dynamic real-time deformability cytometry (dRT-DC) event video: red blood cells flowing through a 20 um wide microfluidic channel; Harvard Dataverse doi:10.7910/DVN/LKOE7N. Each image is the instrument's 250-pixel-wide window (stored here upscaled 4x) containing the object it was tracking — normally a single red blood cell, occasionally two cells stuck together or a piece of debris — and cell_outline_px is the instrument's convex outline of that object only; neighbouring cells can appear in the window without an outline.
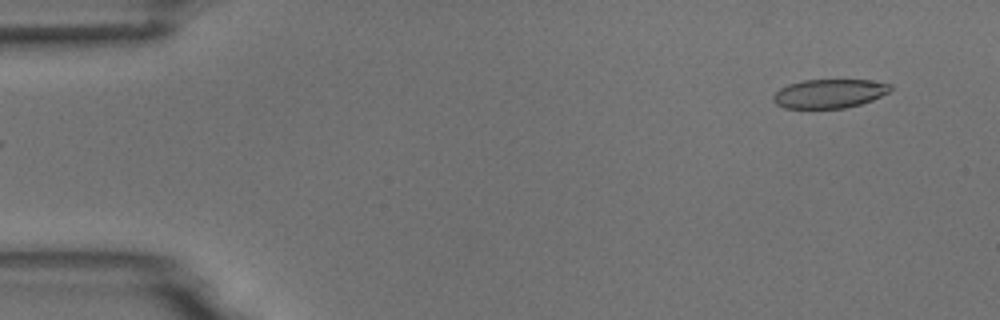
{"species": "common noctule bat (a hibernating species)", "species_latin": "Nyctalus noctula", "temperature_condition": "room temperature", "stored_images_in_passage": 33, "camera_frame_rate_fps": 3000, "um_per_image_px": 0.085, "animal": {"sex": "male", "body_mass_g": 18.8}, "frame": {"image": 1, "passage_image": 4, "time_ms": 1.0, "image_size_px": [1000, 320], "cell_outline_px": [[892, 88], [888, 92], [872, 100], [860, 104], [844, 108], [784, 108], [776, 104], [772, 100], [772, 96], [780, 88], [788, 84], [804, 80], [868, 80], [892, 84]], "centroid_in_image_um": [70.47, 7.95], "position_along_channel_um": 14.5, "area_um2": 19.71}}
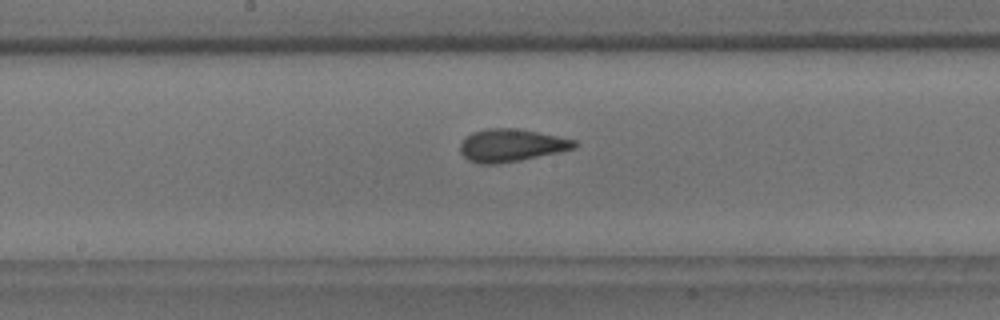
{"frame": {"image": 2, "passage_image": 28, "time_ms": 9.0, "image_size_px": [1000, 320], "cell_outline_px": [[580, 144], [576, 148], [560, 152], [520, 160], [496, 164], [480, 164], [468, 160], [460, 152], [460, 144], [472, 132], [488, 128], [516, 128], [576, 140]], "centroid_in_image_um": [43.48, 12.36], "position_along_channel_um": 204.7, "area_um2": 21.68}}
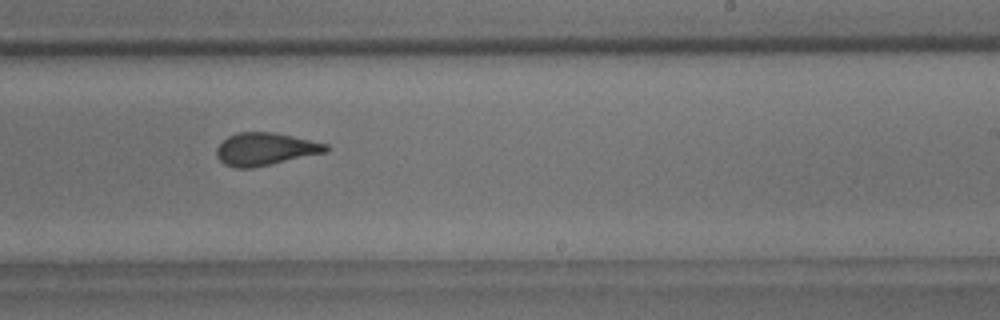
{"frame": {"image": 3, "passage_image": 33, "time_ms": 10.667, "image_size_px": [1000, 320], "cell_outline_px": [[332, 148], [328, 152], [272, 164], [252, 168], [236, 168], [224, 164], [216, 156], [216, 148], [228, 136], [240, 132], [272, 132], [292, 136], [328, 144]], "centroid_in_image_um": [22.58, 12.68], "position_along_channel_um": 266.4, "area_um2": 20.87}}